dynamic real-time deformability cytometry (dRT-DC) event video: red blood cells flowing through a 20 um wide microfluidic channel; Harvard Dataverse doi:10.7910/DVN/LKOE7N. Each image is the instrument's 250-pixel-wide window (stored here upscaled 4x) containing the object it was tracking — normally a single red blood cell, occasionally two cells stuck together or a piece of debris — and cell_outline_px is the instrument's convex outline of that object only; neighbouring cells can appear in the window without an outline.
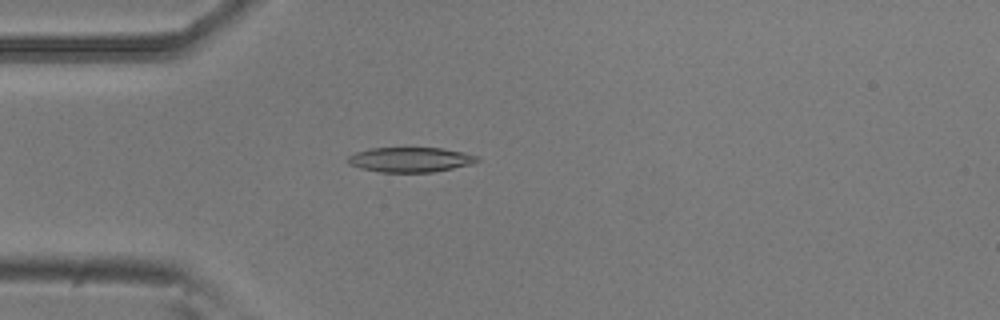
{"species": "common noctule bat (a hibernating species)", "species_latin": "Nyctalus noctula", "temperature_condition": "room temperature", "stored_images_in_passage": 44, "camera_frame_rate_fps": 3000, "um_per_image_px": 0.085, "animal": {"sex": "male", "body_mass_g": 20.5, "forearm_length_mm": 52.5}, "frame": {"image": 1, "passage_image": 8, "time_ms": 2.333, "image_size_px": [1000, 320], "cell_outline_px": [[480, 160], [472, 164], [432, 172], [380, 172], [360, 168], [348, 164], [348, 156], [356, 152], [372, 148], [440, 148], [464, 152], [480, 156]], "centroid_in_image_um": [34.9, 13.57], "position_along_channel_um": 50.1, "area_um2": 18.73}}
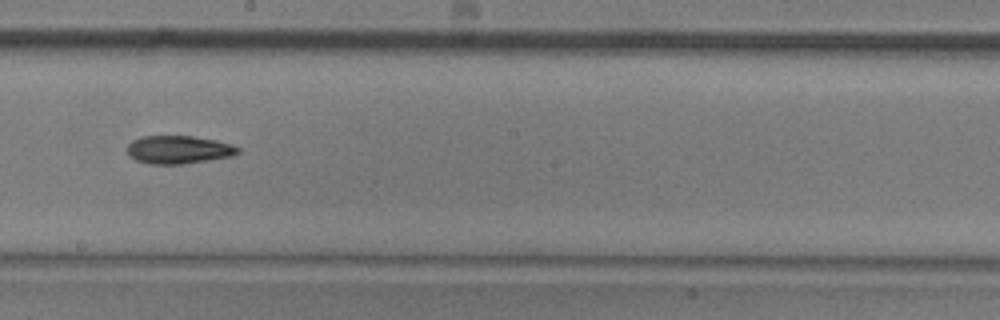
{"frame": {"image": 2, "passage_image": 23, "time_ms": 7.333, "image_size_px": [1000, 320], "cell_outline_px": [[240, 152], [232, 156], [184, 164], [148, 164], [136, 160], [128, 156], [128, 144], [132, 140], [140, 136], [192, 136], [216, 140], [232, 144], [240, 148]], "centroid_in_image_um": [15.17, 12.72], "position_along_channel_um": 233.0, "area_um2": 18.26}}
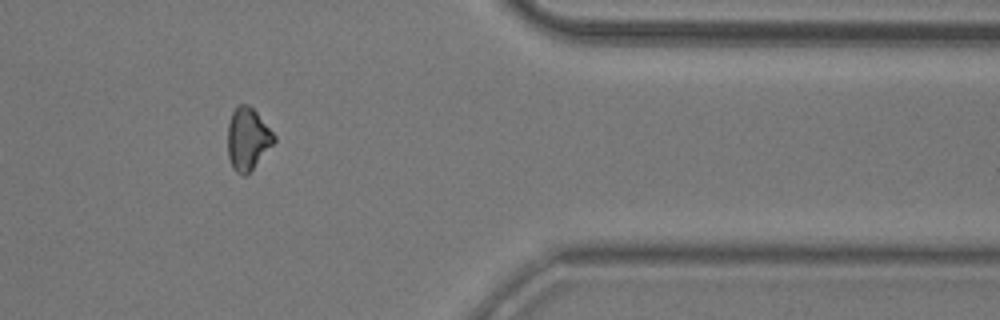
{"frame": {"image": 3, "passage_image": 37, "time_ms": 12.0, "image_size_px": [1000, 320], "cell_outline_px": [[276, 140], [252, 168], [244, 176], [236, 172], [232, 168], [228, 156], [228, 124], [232, 112], [236, 104], [248, 104], [256, 112], [276, 136]], "centroid_in_image_um": [21.03, 11.78], "position_along_channel_um": 390.4, "area_um2": 16.59}}